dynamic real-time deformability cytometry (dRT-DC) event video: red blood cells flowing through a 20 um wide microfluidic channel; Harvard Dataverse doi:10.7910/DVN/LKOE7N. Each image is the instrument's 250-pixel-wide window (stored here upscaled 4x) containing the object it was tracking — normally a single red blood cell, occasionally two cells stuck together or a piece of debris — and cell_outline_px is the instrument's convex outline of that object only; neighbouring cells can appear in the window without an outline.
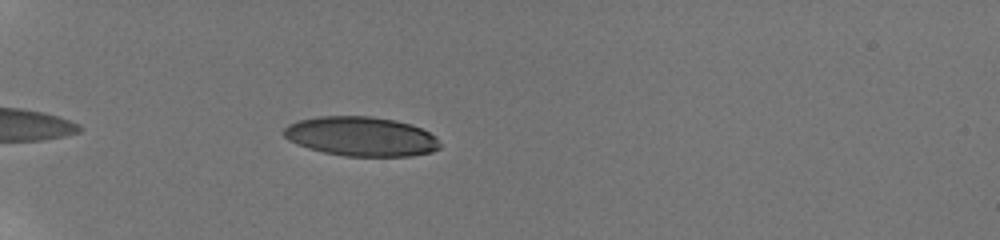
{"species": "human", "species_latin": "Homo sapiens", "temperature_condition": "room temperature", "stored_images_in_passage": 46, "camera_frame_rate_fps": 3000, "um_per_image_px": 0.085, "donor": {"sex": "male"}, "frame": {"image": 1, "passage_image": 5, "time_ms": 1.333, "image_size_px": [1000, 240], "cell_outline_px": [[440, 148], [432, 152], [412, 156], [344, 156], [324, 152], [308, 148], [296, 144], [288, 140], [284, 136], [284, 128], [288, 124], [300, 120], [320, 116], [372, 116], [396, 120], [412, 124], [436, 136], [440, 144]], "centroid_in_image_um": [30.71, 11.6], "position_along_channel_um": 54.3, "area_um2": 36.01}}
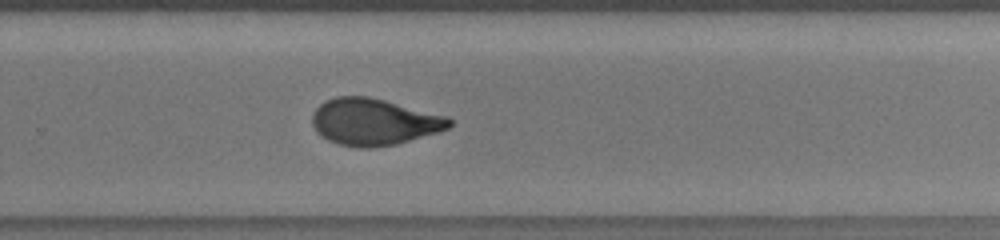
{"frame": {"image": 2, "passage_image": 31, "time_ms": 8.667, "image_size_px": [1000, 240], "cell_outline_px": [[452, 124], [448, 128], [440, 132], [396, 144], [372, 148], [356, 148], [340, 144], [328, 140], [320, 136], [316, 132], [312, 124], [312, 116], [316, 108], [324, 100], [336, 96], [368, 96], [448, 116], [452, 120]], "centroid_in_image_um": [31.78, 10.36], "position_along_channel_um": 298.0, "area_um2": 37.57}}
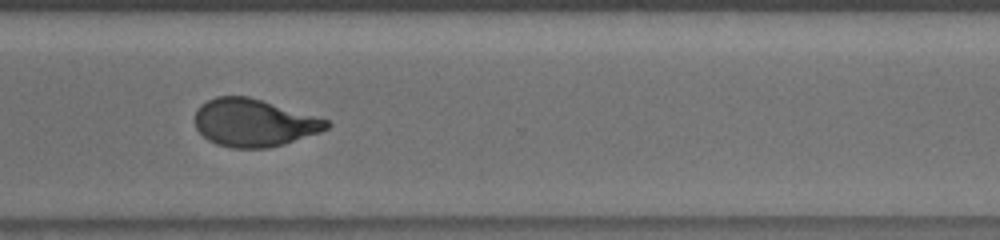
{"frame": {"image": 3, "passage_image": 37, "time_ms": 10.0, "image_size_px": [1000, 240], "cell_outline_px": [[332, 124], [328, 128], [320, 132], [284, 144], [268, 148], [232, 148], [216, 144], [208, 140], [196, 128], [196, 112], [200, 104], [216, 96], [248, 96], [328, 120]], "centroid_in_image_um": [21.57, 10.44], "position_along_channel_um": 349.0, "area_um2": 36.3}, "authors_computed_cell_mechanics": {"area_um2": 37.3966, "velocity_mm_per_s": 3.8263, "shape_relaxation_time_tau1_ms": 5.9124, "shape_relaxation_time_tau2_ms": 1.1468, "deformation_change_tau1": 0.2145, "deformation_change_tau2": 0.0717}}